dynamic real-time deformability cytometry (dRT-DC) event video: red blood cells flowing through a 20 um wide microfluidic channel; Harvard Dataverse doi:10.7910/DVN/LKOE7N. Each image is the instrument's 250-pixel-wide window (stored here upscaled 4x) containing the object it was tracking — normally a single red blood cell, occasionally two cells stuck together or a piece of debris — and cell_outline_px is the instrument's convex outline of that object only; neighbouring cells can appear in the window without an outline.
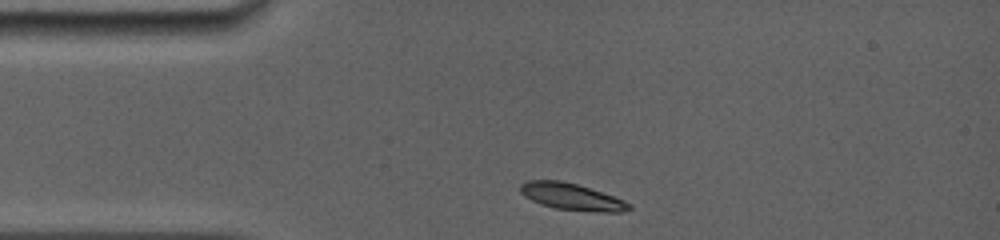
{"species": "common noctule bat (a hibernating species)", "species_latin": "Nyctalus noctula", "temperature_condition": "room temperature", "stored_images_in_passage": 19, "camera_frame_rate_fps": 5000, "um_per_image_px": 0.085, "animal": {"sex": "female", "body_mass_g": 19.0, "forearm_length_mm": 56.7}, "frame": {"image": 1, "passage_image": 1, "time_ms": 0.0, "image_size_px": [1000, 240], "cell_outline_px": [[632, 208], [620, 212], [600, 212], [556, 208], [540, 204], [524, 196], [520, 192], [520, 184], [528, 180], [560, 180], [576, 184], [624, 200], [632, 204]], "centroid_in_image_um": [48.57, 16.72], "position_along_channel_um": 36.4, "area_um2": 16.7}}
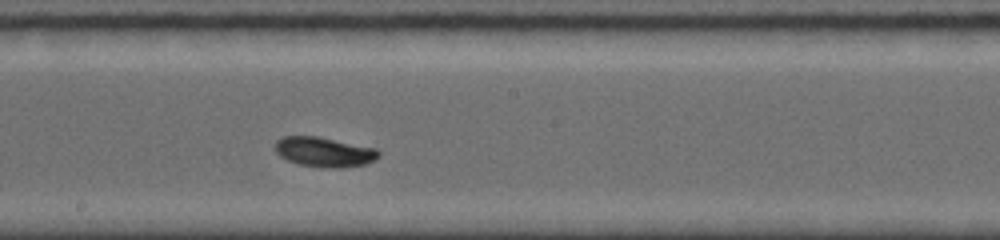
{"frame": {"image": 2, "passage_image": 11, "time_ms": 5.4, "image_size_px": [1000, 240], "cell_outline_px": [[380, 156], [364, 164], [348, 168], [320, 168], [300, 164], [288, 160], [280, 156], [276, 152], [276, 140], [284, 136], [316, 136], [376, 148], [380, 152]], "centroid_in_image_um": [27.57, 12.93], "position_along_channel_um": 220.6, "area_um2": 17.98}}
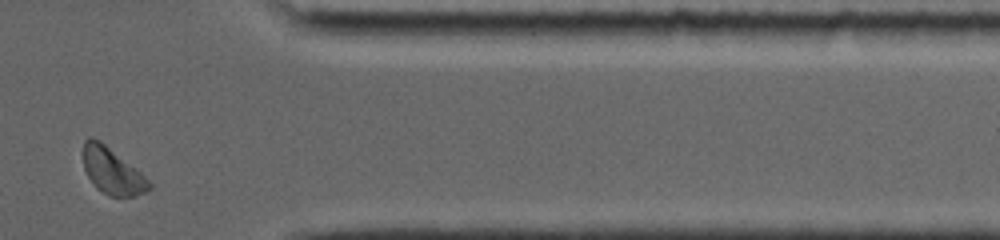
{"frame": {"image": 3, "passage_image": 18, "time_ms": 10.2, "image_size_px": [1000, 240], "cell_outline_px": [[152, 188], [136, 196], [108, 196], [96, 188], [88, 176], [84, 168], [84, 140], [88, 136], [92, 136], [100, 140], [136, 168], [152, 184]], "centroid_in_image_um": [9.53, 14.53], "position_along_channel_um": 401.9, "area_um2": 17.69}, "authors_computed_cell_mechanics": {"area_um2": 17.4556, "velocity_mm_per_s": 3.9034, "shape_relaxation_time_tau1_ms": 2.0997, "shape_relaxation_time_tau2_ms": null, "deformation_change_tau1": 0.1069, "deformation_change_tau2": null}}